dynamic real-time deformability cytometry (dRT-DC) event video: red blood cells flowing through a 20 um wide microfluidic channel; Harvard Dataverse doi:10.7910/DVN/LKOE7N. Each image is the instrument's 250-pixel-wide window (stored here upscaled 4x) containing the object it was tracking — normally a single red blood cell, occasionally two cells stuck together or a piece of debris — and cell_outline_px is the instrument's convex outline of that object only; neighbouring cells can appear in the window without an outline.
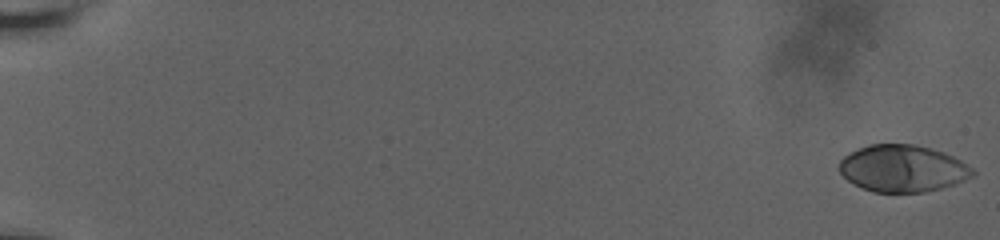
{"species": "human", "species_latin": "Homo sapiens", "temperature_condition": "room temperature", "stored_images_in_passage": 20, "camera_frame_rate_fps": 3000, "um_per_image_px": 0.085, "donor": {"sex": "male"}, "frame": {"image": 1, "passage_image": 1, "time_ms": 0.0, "image_size_px": [1000, 240], "cell_outline_px": [[976, 176], [940, 188], [924, 192], [872, 192], [852, 184], [840, 172], [840, 160], [848, 152], [868, 144], [916, 144], [944, 152], [960, 160], [972, 168], [976, 172]], "centroid_in_image_um": [76.72, 14.31], "position_along_channel_um": 8.3, "area_um2": 36.59}}
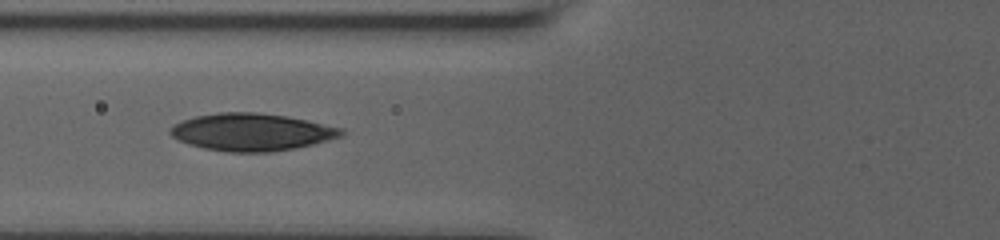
{"frame": {"image": 2, "passage_image": 12, "time_ms": 8.667, "image_size_px": [1000, 240], "cell_outline_px": [[344, 136], [312, 144], [272, 152], [228, 152], [204, 148], [188, 144], [172, 136], [168, 132], [176, 124], [184, 120], [196, 116], [220, 112], [256, 112], [288, 116], [308, 120], [344, 128]], "centroid_in_image_um": [21.43, 11.22], "position_along_channel_um": 104.4, "area_um2": 37.17}}
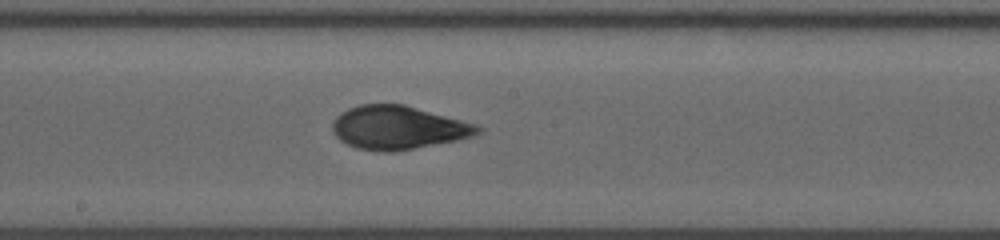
{"frame": {"image": 3, "passage_image": 20, "time_ms": 11.667, "image_size_px": [1000, 240], "cell_outline_px": [[484, 128], [480, 132], [472, 136], [456, 140], [412, 148], [388, 152], [384, 152], [356, 148], [340, 140], [332, 132], [332, 120], [340, 112], [348, 108], [360, 104], [404, 104], [480, 124]], "centroid_in_image_um": [33.84, 10.82], "position_along_channel_um": 214.4, "area_um2": 36.93}}